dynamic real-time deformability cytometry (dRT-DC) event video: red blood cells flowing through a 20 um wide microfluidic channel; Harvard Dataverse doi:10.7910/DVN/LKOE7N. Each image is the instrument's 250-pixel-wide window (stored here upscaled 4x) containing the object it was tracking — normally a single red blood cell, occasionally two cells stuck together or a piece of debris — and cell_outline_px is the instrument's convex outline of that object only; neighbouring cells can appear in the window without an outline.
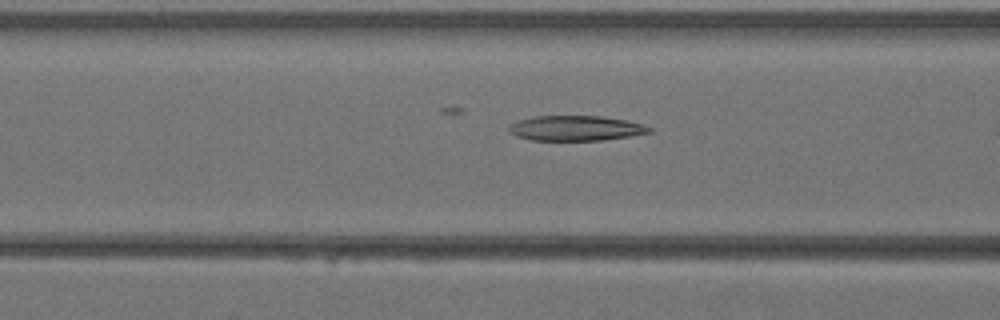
{"species": "Egyptian fruit bat (a non-hibernating species)", "species_latin": "Rousettus aegyptiacus", "temperature_condition": "warm", "stored_images_in_passage": 9, "camera_frame_rate_fps": 3000, "um_per_image_px": 0.085, "animal": {"sex": "female"}, "frame": {"image": 1, "passage_image": 8, "time_ms": 2.333, "image_size_px": [1000, 320], "cell_outline_px": [[652, 132], [604, 140], [532, 140], [516, 136], [508, 132], [508, 128], [512, 124], [520, 120], [532, 116], [600, 116], [628, 120], [652, 128]], "centroid_in_image_um": [48.93, 10.89], "position_along_channel_um": 117.7, "area_um2": 20.4}}